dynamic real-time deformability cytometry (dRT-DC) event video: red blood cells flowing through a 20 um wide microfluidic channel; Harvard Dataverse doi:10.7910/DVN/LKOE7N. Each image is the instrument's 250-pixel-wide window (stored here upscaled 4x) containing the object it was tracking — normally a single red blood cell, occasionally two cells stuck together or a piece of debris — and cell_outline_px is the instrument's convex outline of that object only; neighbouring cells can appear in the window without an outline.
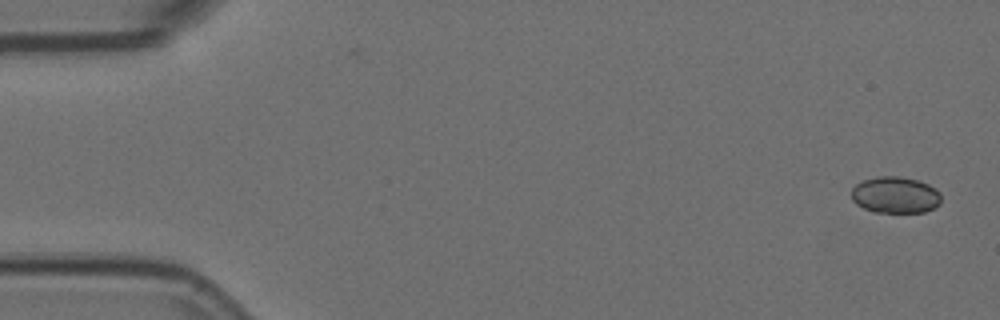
{"species": "Egyptian fruit bat (a non-hibernating species)", "species_latin": "Rousettus aegyptiacus", "temperature_condition": "room temperature", "stored_images_in_passage": 52, "camera_frame_rate_fps": 3000, "um_per_image_px": 0.085, "animal": {"sex": "female"}, "frame": {"image": 1, "passage_image": 1, "time_ms": 0.0, "image_size_px": [1000, 320], "cell_outline_px": [[940, 204], [924, 212], [872, 212], [856, 204], [852, 200], [852, 188], [856, 184], [864, 180], [880, 176], [900, 176], [916, 180], [928, 184], [936, 188], [940, 192]], "centroid_in_image_um": [76.1, 16.57], "position_along_channel_um": 8.9, "area_um2": 19.07}}
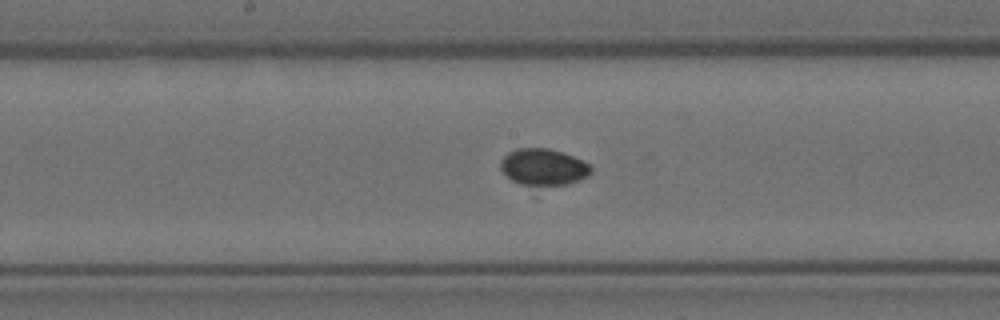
{"frame": {"image": 2, "passage_image": 28, "time_ms": 9.0, "image_size_px": [1000, 320], "cell_outline_px": [[592, 172], [588, 176], [580, 180], [568, 184], [520, 184], [512, 180], [500, 168], [500, 160], [508, 152], [516, 148], [548, 148], [564, 152], [588, 164], [592, 168]], "centroid_in_image_um": [46.19, 14.17], "position_along_channel_um": 202.0, "area_um2": 19.07}}
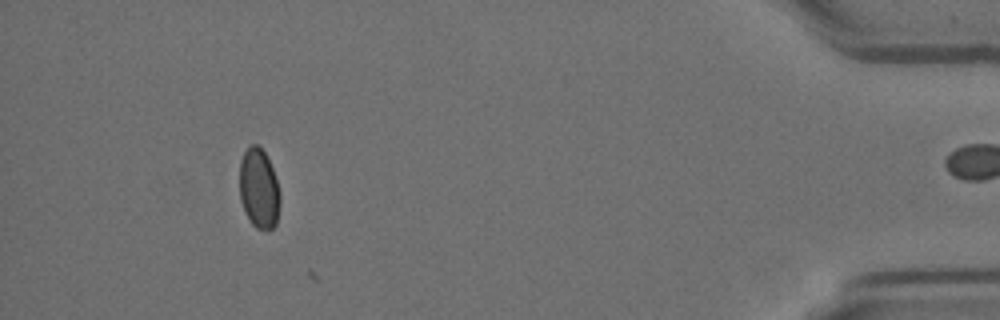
{"frame": {"image": 3, "passage_image": 51, "time_ms": 16.667, "image_size_px": [1000, 320], "cell_outline_px": [[280, 204], [276, 224], [268, 232], [256, 228], [252, 224], [244, 212], [240, 200], [240, 160], [244, 152], [252, 144], [256, 144], [264, 152], [272, 168], [280, 192]], "centroid_in_image_um": [22.01, 16.08], "position_along_channel_um": 413.2, "area_um2": 18.96}}